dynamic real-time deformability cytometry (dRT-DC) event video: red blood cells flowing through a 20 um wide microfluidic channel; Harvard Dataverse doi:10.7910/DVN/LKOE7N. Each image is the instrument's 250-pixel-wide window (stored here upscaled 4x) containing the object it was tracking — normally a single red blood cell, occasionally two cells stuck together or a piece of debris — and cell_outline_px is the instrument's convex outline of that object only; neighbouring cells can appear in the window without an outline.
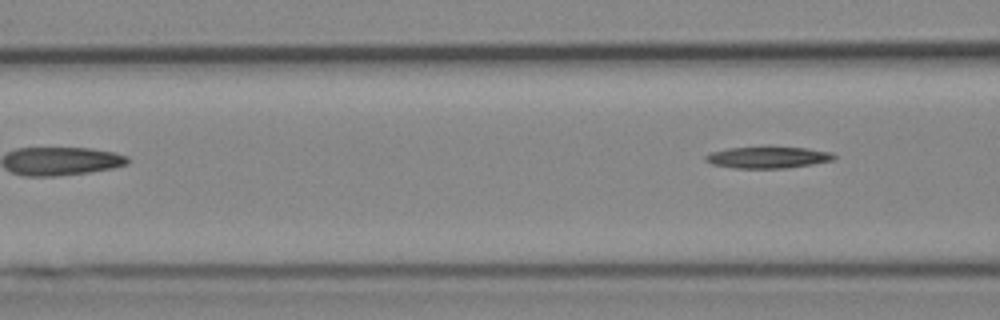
{"species": "Egyptian fruit bat (a non-hibernating species)", "species_latin": "Rousettus aegyptiacus", "temperature_condition": "cold", "stored_images_in_passage": 5, "segment_of_instrument_passage": [2, 2], "camera_frame_rate_fps": 3000, "um_per_image_px": 0.085, "animal": {"sex": "female"}, "frame": {"image": 1, "passage_image": 5, "time_ms": 4.667, "image_size_px": [1000, 320], "cell_outline_px": [[836, 160], [812, 164], [784, 168], [736, 168], [712, 164], [704, 160], [704, 156], [712, 152], [728, 148], [768, 144], [808, 148], [832, 152], [836, 156]], "centroid_in_image_um": [65.3, 13.33], "position_along_channel_um": 101.3, "area_um2": 16.99}}